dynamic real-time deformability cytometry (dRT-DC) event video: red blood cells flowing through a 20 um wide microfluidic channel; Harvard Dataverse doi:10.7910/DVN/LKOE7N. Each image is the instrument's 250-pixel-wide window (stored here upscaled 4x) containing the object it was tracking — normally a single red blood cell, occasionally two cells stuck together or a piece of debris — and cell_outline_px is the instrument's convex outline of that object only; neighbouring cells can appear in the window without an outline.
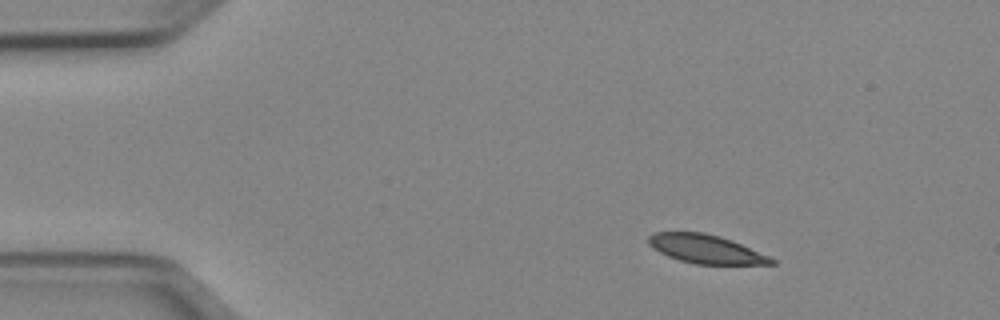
{"species": "Egyptian fruit bat (a non-hibernating species)", "species_latin": "Rousettus aegyptiacus", "temperature_condition": "cold", "stored_images_in_passage": 45, "camera_frame_rate_fps": 3000, "um_per_image_px": 0.085, "animal": {"sex": "female"}, "frame": {"image": 1, "passage_image": 1, "time_ms": 0.0, "image_size_px": [1000, 320], "cell_outline_px": [[776, 264], [696, 264], [680, 260], [668, 256], [652, 248], [648, 244], [648, 236], [652, 232], [704, 232], [720, 236], [732, 240], [768, 256], [776, 260]], "centroid_in_image_um": [59.96, 21.16], "position_along_channel_um": 25.0, "area_um2": 20.46}}
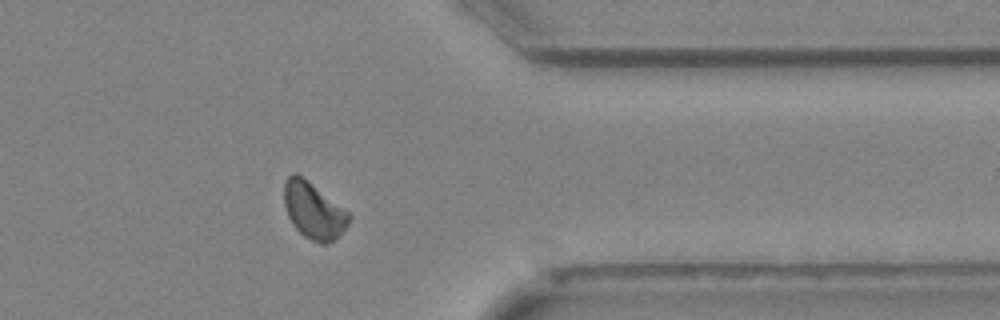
{"frame": {"image": 2, "passage_image": 35, "time_ms": 11.333, "image_size_px": [1000, 320], "cell_outline_px": [[352, 216], [348, 224], [336, 240], [328, 244], [320, 244], [304, 236], [292, 224], [288, 216], [284, 204], [284, 180], [292, 172], [296, 172], [348, 212]], "centroid_in_image_um": [26.64, 17.92], "position_along_channel_um": 384.8, "area_um2": 21.21}}
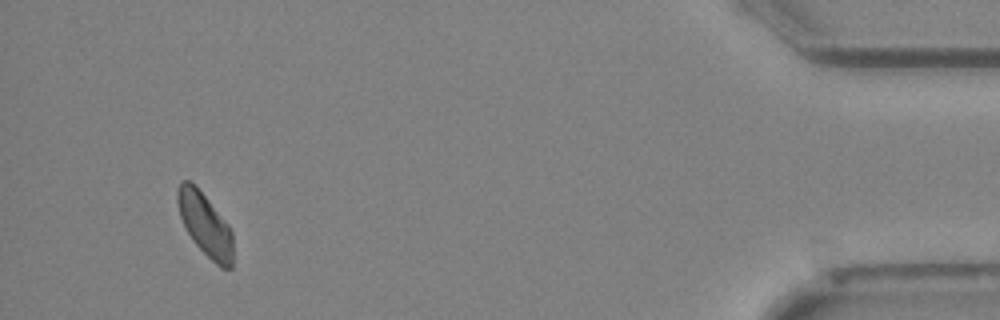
{"frame": {"image": 3, "passage_image": 42, "time_ms": 13.667, "image_size_px": [1000, 320], "cell_outline_px": [[232, 268], [220, 268], [192, 240], [180, 216], [176, 200], [176, 192], [180, 184], [184, 180], [188, 180], [204, 196], [228, 224], [232, 232]], "centroid_in_image_um": [17.43, 19.11], "position_along_channel_um": 417.8, "area_um2": 19.77}, "authors_computed_cell_mechanics": {"area_um2": 21.675, "velocity_mm_per_s": 3.9182, "shape_relaxation_time_tau1_ms": 7.5246, "shape_relaxation_time_tau2_ms": null, "deformation_change_tau1": 0.1334, "deformation_change_tau2": null}}